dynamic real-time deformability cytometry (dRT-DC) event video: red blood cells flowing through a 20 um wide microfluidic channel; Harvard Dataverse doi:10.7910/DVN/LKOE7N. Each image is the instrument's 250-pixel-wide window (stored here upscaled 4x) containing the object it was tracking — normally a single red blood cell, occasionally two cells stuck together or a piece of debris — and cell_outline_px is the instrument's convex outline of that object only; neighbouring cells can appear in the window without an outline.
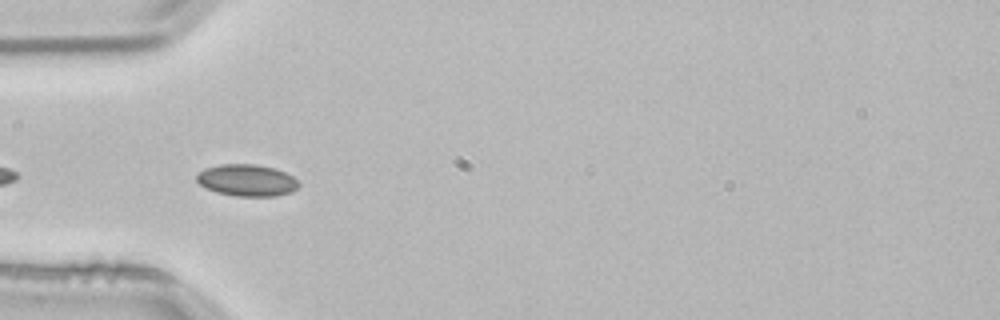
{"species": "common noctule bat (a hibernating species)", "species_latin": "Nyctalus noctula", "temperature_condition": "room temperature", "stored_images_in_passage": 4, "camera_frame_rate_fps": 3000, "um_per_image_px": 0.085, "animal": {"sex": "male", "body_mass_g": 21.5, "forearm_length_mm": 52.0}, "frame": {"image": 1, "passage_image": 4, "time_ms": 1.0, "image_size_px": [1000, 320], "cell_outline_px": [[300, 184], [292, 192], [276, 196], [236, 196], [216, 192], [200, 184], [196, 180], [196, 176], [204, 168], [220, 164], [256, 164], [276, 168], [292, 176]], "centroid_in_image_um": [20.99, 15.32], "position_along_channel_um": 64.0, "area_um2": 18.9}}